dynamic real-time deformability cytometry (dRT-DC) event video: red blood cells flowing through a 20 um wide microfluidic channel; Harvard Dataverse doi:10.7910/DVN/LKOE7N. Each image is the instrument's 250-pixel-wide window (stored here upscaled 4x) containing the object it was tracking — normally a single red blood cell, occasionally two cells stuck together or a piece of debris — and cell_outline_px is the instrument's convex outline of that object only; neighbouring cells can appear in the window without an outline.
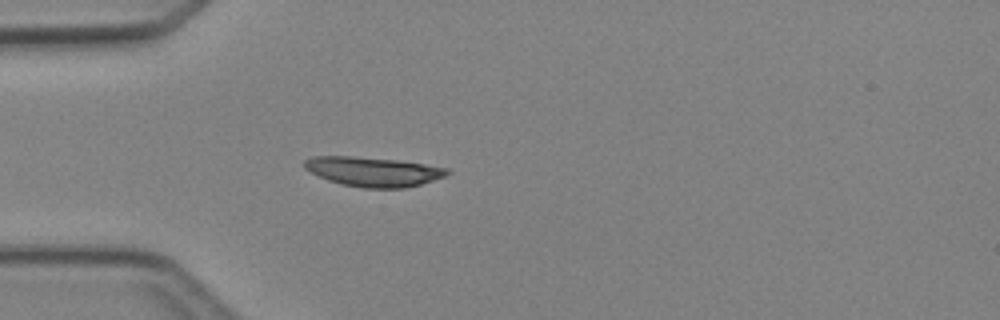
{"species": "Egyptian fruit bat (a non-hibernating species)", "species_latin": "Rousettus aegyptiacus", "temperature_condition": "cold", "stored_images_in_passage": 4, "camera_frame_rate_fps": 3000, "um_per_image_px": 0.085, "animal": {"sex": "female"}, "frame": {"image": 1, "passage_image": 4, "time_ms": 3.333, "image_size_px": [1000, 320], "cell_outline_px": [[452, 172], [444, 176], [420, 184], [404, 188], [364, 188], [344, 184], [328, 180], [304, 168], [304, 160], [312, 156], [352, 156], [396, 160], [424, 164], [448, 168]], "centroid_in_image_um": [31.72, 14.58], "position_along_channel_um": 53.3, "area_um2": 24.28}}